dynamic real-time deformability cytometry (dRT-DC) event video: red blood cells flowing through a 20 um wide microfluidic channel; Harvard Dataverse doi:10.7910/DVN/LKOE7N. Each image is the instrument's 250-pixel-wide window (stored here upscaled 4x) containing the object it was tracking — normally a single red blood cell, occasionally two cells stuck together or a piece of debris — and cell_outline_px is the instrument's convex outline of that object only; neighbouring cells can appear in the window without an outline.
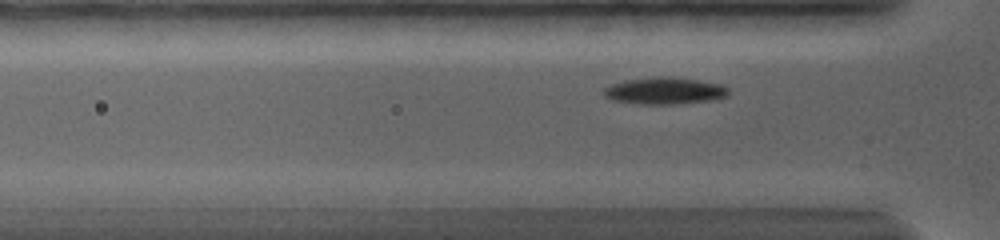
{"species": "common noctule bat (a hibernating species)", "species_latin": "Nyctalus noctula", "temperature_condition": "warm", "stored_images_in_passage": 29, "camera_frame_rate_fps": 5000, "um_per_image_px": 0.085, "animal": {"sex": "female", "body_mass_g": 19.0, "forearm_length_mm": 56.7}, "frame": {"image": 1, "passage_image": 2, "time_ms": 0.4, "image_size_px": [1000, 240], "cell_outline_px": [[728, 92], [724, 96], [704, 100], [668, 104], [644, 104], [616, 100], [608, 96], [604, 92], [604, 88], [612, 84], [624, 80], [652, 76], [672, 76], [720, 84]], "centroid_in_image_um": [56.42, 7.68], "position_along_channel_um": 69.4, "area_um2": 18.79}}
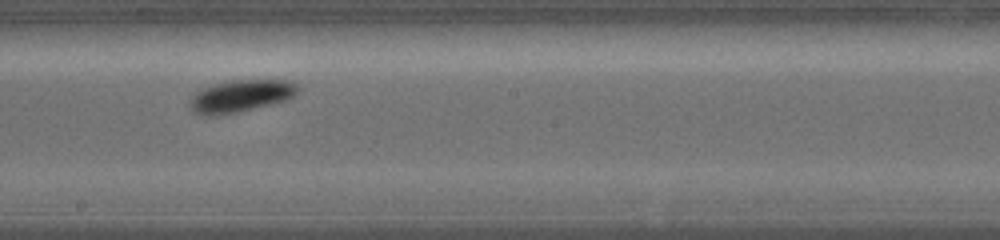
{"frame": {"image": 2, "passage_image": 14, "time_ms": 4.8, "image_size_px": [1000, 240], "cell_outline_px": [[300, 88], [296, 96], [284, 100], [236, 112], [216, 116], [200, 116], [192, 112], [192, 96], [200, 88], [212, 84], [232, 80], [288, 80], [296, 84]], "centroid_in_image_um": [20.45, 8.15], "position_along_channel_um": 227.8, "area_um2": 20.17}}
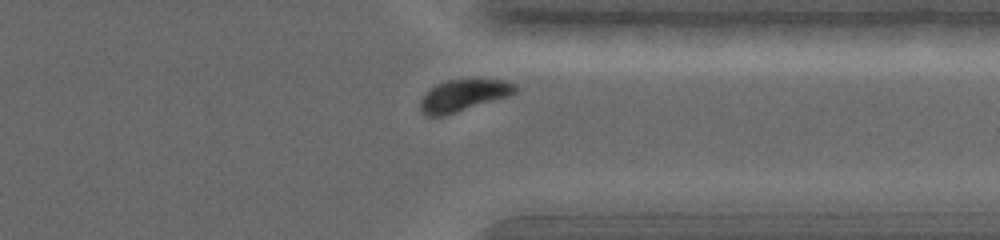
{"frame": {"image": 3, "passage_image": 25, "time_ms": 8.8, "image_size_px": [1000, 240], "cell_outline_px": [[516, 92], [508, 96], [444, 116], [424, 116], [420, 108], [420, 100], [436, 84], [448, 80], [504, 80], [516, 84]], "centroid_in_image_um": [39.38, 8.12], "position_along_channel_um": 372.0, "area_um2": 17.22}}